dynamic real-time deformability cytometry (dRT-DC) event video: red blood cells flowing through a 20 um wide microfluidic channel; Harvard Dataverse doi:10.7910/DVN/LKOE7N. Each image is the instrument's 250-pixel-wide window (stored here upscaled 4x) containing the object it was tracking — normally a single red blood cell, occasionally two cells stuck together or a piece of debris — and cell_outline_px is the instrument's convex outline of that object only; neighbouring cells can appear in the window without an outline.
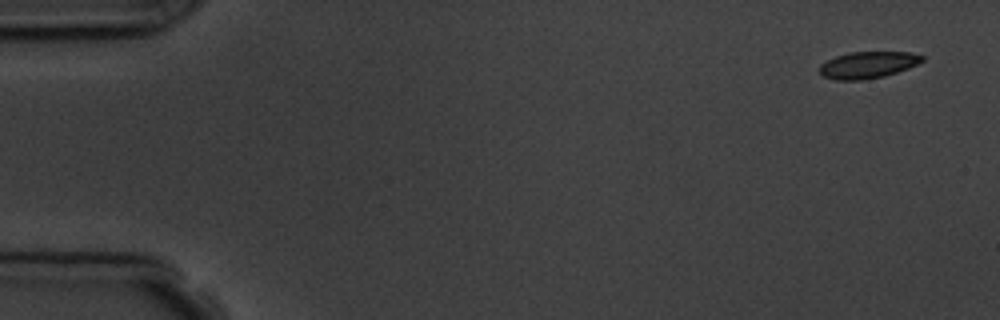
{"species": "common noctule bat (a hibernating species)", "species_latin": "Nyctalus noctula", "temperature_condition": "room temperature", "stored_images_in_passage": 6, "camera_frame_rate_fps": 3000, "um_per_image_px": 0.085, "animal": {"sex": "male", "body_mass_g": 19.5, "forearm_length_mm": 54.6}, "frame": {"image": 1, "passage_image": 1, "time_ms": 0.0, "image_size_px": [1000, 320], "cell_outline_px": [[924, 60], [908, 68], [884, 76], [860, 80], [836, 80], [824, 76], [820, 72], [820, 64], [836, 56], [848, 52], [908, 52], [924, 56]], "centroid_in_image_um": [73.76, 5.51], "position_along_channel_um": 11.2, "area_um2": 15.78}}
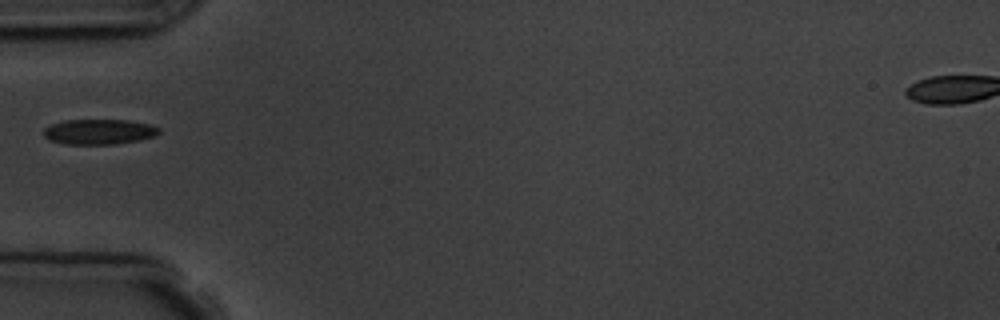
{"frame": {"image": 2, "passage_image": 5, "time_ms": 5.333, "image_size_px": [1000, 320], "cell_outline_px": [[160, 132], [156, 136], [140, 140], [116, 144], [68, 144], [48, 140], [44, 136], [44, 128], [52, 124], [64, 120], [128, 120], [152, 124], [160, 128]], "centroid_in_image_um": [8.46, 11.2], "position_along_channel_um": 76.5, "area_um2": 17.11}}